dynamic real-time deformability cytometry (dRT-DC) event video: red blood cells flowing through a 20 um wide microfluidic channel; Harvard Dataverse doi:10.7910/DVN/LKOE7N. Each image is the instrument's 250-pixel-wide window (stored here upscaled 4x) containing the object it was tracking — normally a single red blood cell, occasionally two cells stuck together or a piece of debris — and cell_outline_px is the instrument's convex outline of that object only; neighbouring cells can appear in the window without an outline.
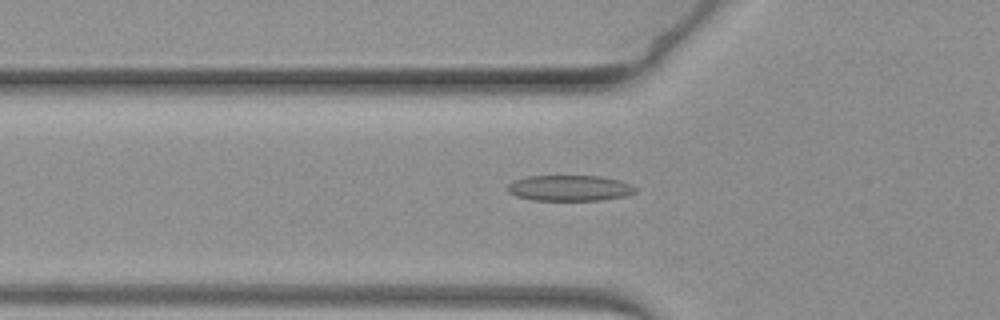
{"species": "common noctule bat (a hibernating species)", "species_latin": "Nyctalus noctula", "temperature_condition": "warm", "stored_images_in_passage": 59, "camera_frame_rate_fps": 3000, "um_per_image_px": 0.085, "animal": {"sex": "female", "body_mass_g": 19.3, "forearm_length_mm": 54.1}, "frame": {"image": 1, "passage_image": 17, "time_ms": 5.333, "image_size_px": [1000, 320], "cell_outline_px": [[636, 192], [624, 196], [600, 200], [532, 200], [516, 196], [508, 192], [508, 184], [512, 180], [528, 176], [604, 176], [620, 180], [632, 184], [636, 188]], "centroid_in_image_um": [48.42, 15.98], "position_along_channel_um": 77.4, "area_um2": 19.31}}
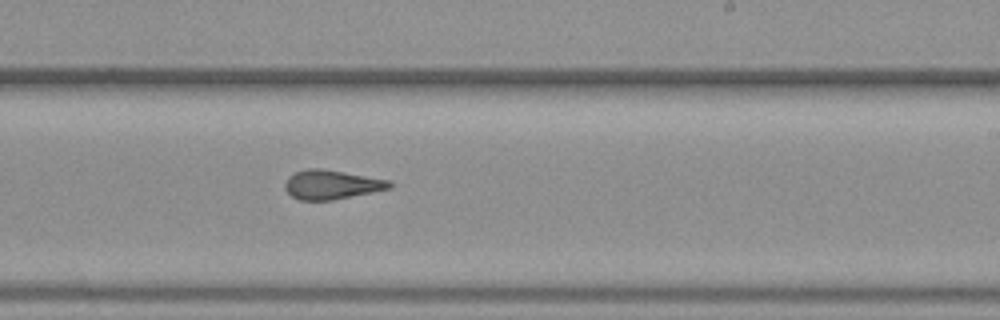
{"frame": {"image": 2, "passage_image": 34, "time_ms": 11.0, "image_size_px": [1000, 320], "cell_outline_px": [[392, 188], [332, 200], [300, 200], [292, 196], [284, 188], [284, 184], [288, 176], [296, 172], [308, 168], [320, 168], [344, 172], [388, 180], [392, 184]], "centroid_in_image_um": [28.15, 15.69], "position_along_channel_um": 260.8, "area_um2": 17.63}}
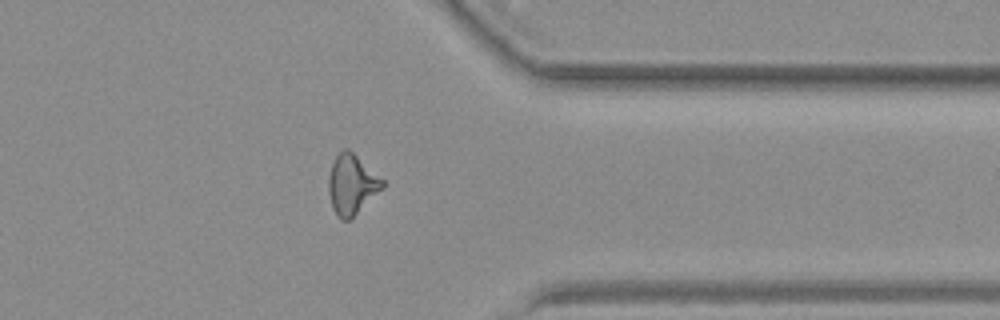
{"frame": {"image": 3, "passage_image": 46, "time_ms": 15.0, "image_size_px": [1000, 320], "cell_outline_px": [[384, 188], [348, 220], [340, 220], [336, 216], [332, 208], [328, 192], [328, 176], [332, 164], [336, 156], [344, 148], [348, 148], [384, 180]], "centroid_in_image_um": [29.88, 15.68], "position_along_channel_um": 381.5, "area_um2": 18.73}}